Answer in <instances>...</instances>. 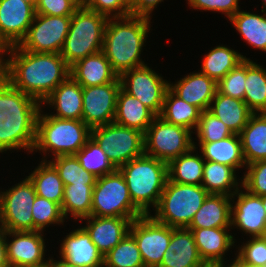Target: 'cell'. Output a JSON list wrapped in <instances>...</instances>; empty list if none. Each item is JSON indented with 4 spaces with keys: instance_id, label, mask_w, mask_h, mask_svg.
I'll use <instances>...</instances> for the list:
<instances>
[{
    "instance_id": "obj_34",
    "label": "cell",
    "mask_w": 266,
    "mask_h": 267,
    "mask_svg": "<svg viewBox=\"0 0 266 267\" xmlns=\"http://www.w3.org/2000/svg\"><path fill=\"white\" fill-rule=\"evenodd\" d=\"M244 59L250 58L223 44L217 45L205 54L203 62H201L200 72L218 83Z\"/></svg>"
},
{
    "instance_id": "obj_63",
    "label": "cell",
    "mask_w": 266,
    "mask_h": 267,
    "mask_svg": "<svg viewBox=\"0 0 266 267\" xmlns=\"http://www.w3.org/2000/svg\"><path fill=\"white\" fill-rule=\"evenodd\" d=\"M129 5L134 1V0H125Z\"/></svg>"
},
{
    "instance_id": "obj_24",
    "label": "cell",
    "mask_w": 266,
    "mask_h": 267,
    "mask_svg": "<svg viewBox=\"0 0 266 267\" xmlns=\"http://www.w3.org/2000/svg\"><path fill=\"white\" fill-rule=\"evenodd\" d=\"M231 227L190 229L193 233L196 247L205 263L226 264L227 251L234 248L235 236Z\"/></svg>"
},
{
    "instance_id": "obj_29",
    "label": "cell",
    "mask_w": 266,
    "mask_h": 267,
    "mask_svg": "<svg viewBox=\"0 0 266 267\" xmlns=\"http://www.w3.org/2000/svg\"><path fill=\"white\" fill-rule=\"evenodd\" d=\"M239 137L246 165L266 160V112L253 113Z\"/></svg>"
},
{
    "instance_id": "obj_19",
    "label": "cell",
    "mask_w": 266,
    "mask_h": 267,
    "mask_svg": "<svg viewBox=\"0 0 266 267\" xmlns=\"http://www.w3.org/2000/svg\"><path fill=\"white\" fill-rule=\"evenodd\" d=\"M83 220H87V225L85 224L83 228L104 256L129 233L131 223L134 219L111 216H89L79 221L82 223Z\"/></svg>"
},
{
    "instance_id": "obj_23",
    "label": "cell",
    "mask_w": 266,
    "mask_h": 267,
    "mask_svg": "<svg viewBox=\"0 0 266 267\" xmlns=\"http://www.w3.org/2000/svg\"><path fill=\"white\" fill-rule=\"evenodd\" d=\"M204 264L192 231L171 227V240L158 267H200Z\"/></svg>"
},
{
    "instance_id": "obj_18",
    "label": "cell",
    "mask_w": 266,
    "mask_h": 267,
    "mask_svg": "<svg viewBox=\"0 0 266 267\" xmlns=\"http://www.w3.org/2000/svg\"><path fill=\"white\" fill-rule=\"evenodd\" d=\"M231 200V228L234 230L235 227L249 237L266 236V214L261 196L241 187L231 196Z\"/></svg>"
},
{
    "instance_id": "obj_46",
    "label": "cell",
    "mask_w": 266,
    "mask_h": 267,
    "mask_svg": "<svg viewBox=\"0 0 266 267\" xmlns=\"http://www.w3.org/2000/svg\"><path fill=\"white\" fill-rule=\"evenodd\" d=\"M245 169L242 187L253 195H266V160L248 164Z\"/></svg>"
},
{
    "instance_id": "obj_56",
    "label": "cell",
    "mask_w": 266,
    "mask_h": 267,
    "mask_svg": "<svg viewBox=\"0 0 266 267\" xmlns=\"http://www.w3.org/2000/svg\"><path fill=\"white\" fill-rule=\"evenodd\" d=\"M200 267H221V263H205Z\"/></svg>"
},
{
    "instance_id": "obj_1",
    "label": "cell",
    "mask_w": 266,
    "mask_h": 267,
    "mask_svg": "<svg viewBox=\"0 0 266 267\" xmlns=\"http://www.w3.org/2000/svg\"><path fill=\"white\" fill-rule=\"evenodd\" d=\"M6 55L2 76L40 103L70 76V67L58 53L30 52L15 45L9 47Z\"/></svg>"
},
{
    "instance_id": "obj_28",
    "label": "cell",
    "mask_w": 266,
    "mask_h": 267,
    "mask_svg": "<svg viewBox=\"0 0 266 267\" xmlns=\"http://www.w3.org/2000/svg\"><path fill=\"white\" fill-rule=\"evenodd\" d=\"M155 114L134 96L120 89L117 97L114 122L136 129L145 134L152 124Z\"/></svg>"
},
{
    "instance_id": "obj_49",
    "label": "cell",
    "mask_w": 266,
    "mask_h": 267,
    "mask_svg": "<svg viewBox=\"0 0 266 267\" xmlns=\"http://www.w3.org/2000/svg\"><path fill=\"white\" fill-rule=\"evenodd\" d=\"M78 6L72 0H36V14L72 16Z\"/></svg>"
},
{
    "instance_id": "obj_48",
    "label": "cell",
    "mask_w": 266,
    "mask_h": 267,
    "mask_svg": "<svg viewBox=\"0 0 266 267\" xmlns=\"http://www.w3.org/2000/svg\"><path fill=\"white\" fill-rule=\"evenodd\" d=\"M194 10L221 12L228 20L239 10V0H187Z\"/></svg>"
},
{
    "instance_id": "obj_5",
    "label": "cell",
    "mask_w": 266,
    "mask_h": 267,
    "mask_svg": "<svg viewBox=\"0 0 266 267\" xmlns=\"http://www.w3.org/2000/svg\"><path fill=\"white\" fill-rule=\"evenodd\" d=\"M126 181L133 204L149 215L157 207L168 180V163L143 154L118 168Z\"/></svg>"
},
{
    "instance_id": "obj_9",
    "label": "cell",
    "mask_w": 266,
    "mask_h": 267,
    "mask_svg": "<svg viewBox=\"0 0 266 267\" xmlns=\"http://www.w3.org/2000/svg\"><path fill=\"white\" fill-rule=\"evenodd\" d=\"M192 134L183 126L155 116L144 134V154L169 163L194 147Z\"/></svg>"
},
{
    "instance_id": "obj_27",
    "label": "cell",
    "mask_w": 266,
    "mask_h": 267,
    "mask_svg": "<svg viewBox=\"0 0 266 267\" xmlns=\"http://www.w3.org/2000/svg\"><path fill=\"white\" fill-rule=\"evenodd\" d=\"M208 111L220 119L233 134H239L254 113L245 101L221 94L218 90Z\"/></svg>"
},
{
    "instance_id": "obj_39",
    "label": "cell",
    "mask_w": 266,
    "mask_h": 267,
    "mask_svg": "<svg viewBox=\"0 0 266 267\" xmlns=\"http://www.w3.org/2000/svg\"><path fill=\"white\" fill-rule=\"evenodd\" d=\"M103 267H145L137 242L130 233L104 255Z\"/></svg>"
},
{
    "instance_id": "obj_21",
    "label": "cell",
    "mask_w": 266,
    "mask_h": 267,
    "mask_svg": "<svg viewBox=\"0 0 266 267\" xmlns=\"http://www.w3.org/2000/svg\"><path fill=\"white\" fill-rule=\"evenodd\" d=\"M169 89L190 105L202 112L208 110L217 92V82L207 75L194 71L180 78L174 84L169 81Z\"/></svg>"
},
{
    "instance_id": "obj_50",
    "label": "cell",
    "mask_w": 266,
    "mask_h": 267,
    "mask_svg": "<svg viewBox=\"0 0 266 267\" xmlns=\"http://www.w3.org/2000/svg\"><path fill=\"white\" fill-rule=\"evenodd\" d=\"M161 2H163V0H134L130 4V13L131 15L151 18L153 10H155L157 5Z\"/></svg>"
},
{
    "instance_id": "obj_15",
    "label": "cell",
    "mask_w": 266,
    "mask_h": 267,
    "mask_svg": "<svg viewBox=\"0 0 266 267\" xmlns=\"http://www.w3.org/2000/svg\"><path fill=\"white\" fill-rule=\"evenodd\" d=\"M120 89L119 76L110 83L82 87V120L87 126L94 128L114 122Z\"/></svg>"
},
{
    "instance_id": "obj_2",
    "label": "cell",
    "mask_w": 266,
    "mask_h": 267,
    "mask_svg": "<svg viewBox=\"0 0 266 267\" xmlns=\"http://www.w3.org/2000/svg\"><path fill=\"white\" fill-rule=\"evenodd\" d=\"M150 20L136 15L108 18L102 51L118 76L146 65L140 56L151 29Z\"/></svg>"
},
{
    "instance_id": "obj_43",
    "label": "cell",
    "mask_w": 266,
    "mask_h": 267,
    "mask_svg": "<svg viewBox=\"0 0 266 267\" xmlns=\"http://www.w3.org/2000/svg\"><path fill=\"white\" fill-rule=\"evenodd\" d=\"M198 143L220 141L233 135L232 131L208 110L201 112L198 126L193 132Z\"/></svg>"
},
{
    "instance_id": "obj_62",
    "label": "cell",
    "mask_w": 266,
    "mask_h": 267,
    "mask_svg": "<svg viewBox=\"0 0 266 267\" xmlns=\"http://www.w3.org/2000/svg\"><path fill=\"white\" fill-rule=\"evenodd\" d=\"M2 76V63L0 62V77Z\"/></svg>"
},
{
    "instance_id": "obj_13",
    "label": "cell",
    "mask_w": 266,
    "mask_h": 267,
    "mask_svg": "<svg viewBox=\"0 0 266 267\" xmlns=\"http://www.w3.org/2000/svg\"><path fill=\"white\" fill-rule=\"evenodd\" d=\"M70 21L71 16L35 14L28 33L19 46L30 52L60 54Z\"/></svg>"
},
{
    "instance_id": "obj_53",
    "label": "cell",
    "mask_w": 266,
    "mask_h": 267,
    "mask_svg": "<svg viewBox=\"0 0 266 267\" xmlns=\"http://www.w3.org/2000/svg\"><path fill=\"white\" fill-rule=\"evenodd\" d=\"M8 49H9V47L0 38V62L1 63L4 61V58L6 57V53H7Z\"/></svg>"
},
{
    "instance_id": "obj_51",
    "label": "cell",
    "mask_w": 266,
    "mask_h": 267,
    "mask_svg": "<svg viewBox=\"0 0 266 267\" xmlns=\"http://www.w3.org/2000/svg\"><path fill=\"white\" fill-rule=\"evenodd\" d=\"M6 230L0 227V267H10L7 258Z\"/></svg>"
},
{
    "instance_id": "obj_20",
    "label": "cell",
    "mask_w": 266,
    "mask_h": 267,
    "mask_svg": "<svg viewBox=\"0 0 266 267\" xmlns=\"http://www.w3.org/2000/svg\"><path fill=\"white\" fill-rule=\"evenodd\" d=\"M66 234L59 249L62 260L83 267H103L104 256L83 226Z\"/></svg>"
},
{
    "instance_id": "obj_45",
    "label": "cell",
    "mask_w": 266,
    "mask_h": 267,
    "mask_svg": "<svg viewBox=\"0 0 266 267\" xmlns=\"http://www.w3.org/2000/svg\"><path fill=\"white\" fill-rule=\"evenodd\" d=\"M249 238L238 247L235 256L243 264L266 267V236Z\"/></svg>"
},
{
    "instance_id": "obj_61",
    "label": "cell",
    "mask_w": 266,
    "mask_h": 267,
    "mask_svg": "<svg viewBox=\"0 0 266 267\" xmlns=\"http://www.w3.org/2000/svg\"><path fill=\"white\" fill-rule=\"evenodd\" d=\"M6 119V116L0 112V121H4Z\"/></svg>"
},
{
    "instance_id": "obj_3",
    "label": "cell",
    "mask_w": 266,
    "mask_h": 267,
    "mask_svg": "<svg viewBox=\"0 0 266 267\" xmlns=\"http://www.w3.org/2000/svg\"><path fill=\"white\" fill-rule=\"evenodd\" d=\"M41 103L14 88L3 77V109L0 121V153L17 149L32 153L36 139V120Z\"/></svg>"
},
{
    "instance_id": "obj_47",
    "label": "cell",
    "mask_w": 266,
    "mask_h": 267,
    "mask_svg": "<svg viewBox=\"0 0 266 267\" xmlns=\"http://www.w3.org/2000/svg\"><path fill=\"white\" fill-rule=\"evenodd\" d=\"M84 6L107 18L131 15L130 5L125 0H85Z\"/></svg>"
},
{
    "instance_id": "obj_55",
    "label": "cell",
    "mask_w": 266,
    "mask_h": 267,
    "mask_svg": "<svg viewBox=\"0 0 266 267\" xmlns=\"http://www.w3.org/2000/svg\"><path fill=\"white\" fill-rule=\"evenodd\" d=\"M232 263H233L236 267H260V266H254V265L243 264L237 257L234 258V260L232 261Z\"/></svg>"
},
{
    "instance_id": "obj_25",
    "label": "cell",
    "mask_w": 266,
    "mask_h": 267,
    "mask_svg": "<svg viewBox=\"0 0 266 267\" xmlns=\"http://www.w3.org/2000/svg\"><path fill=\"white\" fill-rule=\"evenodd\" d=\"M70 76L82 87L103 85L118 77L103 51L77 61L70 67Z\"/></svg>"
},
{
    "instance_id": "obj_40",
    "label": "cell",
    "mask_w": 266,
    "mask_h": 267,
    "mask_svg": "<svg viewBox=\"0 0 266 267\" xmlns=\"http://www.w3.org/2000/svg\"><path fill=\"white\" fill-rule=\"evenodd\" d=\"M75 156L79 160L82 168L92 173L96 178L112 173L117 169L92 138L87 141Z\"/></svg>"
},
{
    "instance_id": "obj_31",
    "label": "cell",
    "mask_w": 266,
    "mask_h": 267,
    "mask_svg": "<svg viewBox=\"0 0 266 267\" xmlns=\"http://www.w3.org/2000/svg\"><path fill=\"white\" fill-rule=\"evenodd\" d=\"M202 186L209 194L233 196L242 187V179L237 178L236 170L221 163L205 161ZM240 183H239V182Z\"/></svg>"
},
{
    "instance_id": "obj_52",
    "label": "cell",
    "mask_w": 266,
    "mask_h": 267,
    "mask_svg": "<svg viewBox=\"0 0 266 267\" xmlns=\"http://www.w3.org/2000/svg\"><path fill=\"white\" fill-rule=\"evenodd\" d=\"M45 267H83V266L70 264L62 259L57 261V260H54L52 257L51 258L48 257Z\"/></svg>"
},
{
    "instance_id": "obj_8",
    "label": "cell",
    "mask_w": 266,
    "mask_h": 267,
    "mask_svg": "<svg viewBox=\"0 0 266 267\" xmlns=\"http://www.w3.org/2000/svg\"><path fill=\"white\" fill-rule=\"evenodd\" d=\"M143 215L133 204L126 181L119 169L96 178L91 216L137 219Z\"/></svg>"
},
{
    "instance_id": "obj_35",
    "label": "cell",
    "mask_w": 266,
    "mask_h": 267,
    "mask_svg": "<svg viewBox=\"0 0 266 267\" xmlns=\"http://www.w3.org/2000/svg\"><path fill=\"white\" fill-rule=\"evenodd\" d=\"M27 177L33 184L37 196L46 198L61 206L64 184L58 171L48 160L41 161Z\"/></svg>"
},
{
    "instance_id": "obj_12",
    "label": "cell",
    "mask_w": 266,
    "mask_h": 267,
    "mask_svg": "<svg viewBox=\"0 0 266 267\" xmlns=\"http://www.w3.org/2000/svg\"><path fill=\"white\" fill-rule=\"evenodd\" d=\"M121 88L147 106L156 116L161 114L169 81L148 64L125 71L119 76Z\"/></svg>"
},
{
    "instance_id": "obj_7",
    "label": "cell",
    "mask_w": 266,
    "mask_h": 267,
    "mask_svg": "<svg viewBox=\"0 0 266 267\" xmlns=\"http://www.w3.org/2000/svg\"><path fill=\"white\" fill-rule=\"evenodd\" d=\"M208 195L202 185L174 183L168 179L151 216L172 228H188Z\"/></svg>"
},
{
    "instance_id": "obj_14",
    "label": "cell",
    "mask_w": 266,
    "mask_h": 267,
    "mask_svg": "<svg viewBox=\"0 0 266 267\" xmlns=\"http://www.w3.org/2000/svg\"><path fill=\"white\" fill-rule=\"evenodd\" d=\"M129 233L135 238L145 267H158L171 240V227L151 214L134 219Z\"/></svg>"
},
{
    "instance_id": "obj_22",
    "label": "cell",
    "mask_w": 266,
    "mask_h": 267,
    "mask_svg": "<svg viewBox=\"0 0 266 267\" xmlns=\"http://www.w3.org/2000/svg\"><path fill=\"white\" fill-rule=\"evenodd\" d=\"M82 98V86L69 76L41 102V105L53 108L56 113L47 114L56 118L82 120Z\"/></svg>"
},
{
    "instance_id": "obj_36",
    "label": "cell",
    "mask_w": 266,
    "mask_h": 267,
    "mask_svg": "<svg viewBox=\"0 0 266 267\" xmlns=\"http://www.w3.org/2000/svg\"><path fill=\"white\" fill-rule=\"evenodd\" d=\"M201 112L198 107L190 105L168 88L159 116L169 123L183 126L193 132L198 126Z\"/></svg>"
},
{
    "instance_id": "obj_37",
    "label": "cell",
    "mask_w": 266,
    "mask_h": 267,
    "mask_svg": "<svg viewBox=\"0 0 266 267\" xmlns=\"http://www.w3.org/2000/svg\"><path fill=\"white\" fill-rule=\"evenodd\" d=\"M244 101L254 113L266 112V68L246 59Z\"/></svg>"
},
{
    "instance_id": "obj_33",
    "label": "cell",
    "mask_w": 266,
    "mask_h": 267,
    "mask_svg": "<svg viewBox=\"0 0 266 267\" xmlns=\"http://www.w3.org/2000/svg\"><path fill=\"white\" fill-rule=\"evenodd\" d=\"M197 149L193 147L189 152L168 163V179L170 181L180 184H202L205 160L202 155L198 154Z\"/></svg>"
},
{
    "instance_id": "obj_42",
    "label": "cell",
    "mask_w": 266,
    "mask_h": 267,
    "mask_svg": "<svg viewBox=\"0 0 266 267\" xmlns=\"http://www.w3.org/2000/svg\"><path fill=\"white\" fill-rule=\"evenodd\" d=\"M34 231H44L50 225H64L65 217L58 203L36 196L32 205Z\"/></svg>"
},
{
    "instance_id": "obj_41",
    "label": "cell",
    "mask_w": 266,
    "mask_h": 267,
    "mask_svg": "<svg viewBox=\"0 0 266 267\" xmlns=\"http://www.w3.org/2000/svg\"><path fill=\"white\" fill-rule=\"evenodd\" d=\"M58 171L64 184L95 185L96 177L82 168L75 155L52 157L48 160Z\"/></svg>"
},
{
    "instance_id": "obj_58",
    "label": "cell",
    "mask_w": 266,
    "mask_h": 267,
    "mask_svg": "<svg viewBox=\"0 0 266 267\" xmlns=\"http://www.w3.org/2000/svg\"><path fill=\"white\" fill-rule=\"evenodd\" d=\"M261 198H262V204L264 206V210H265V214H266V195H262Z\"/></svg>"
},
{
    "instance_id": "obj_44",
    "label": "cell",
    "mask_w": 266,
    "mask_h": 267,
    "mask_svg": "<svg viewBox=\"0 0 266 267\" xmlns=\"http://www.w3.org/2000/svg\"><path fill=\"white\" fill-rule=\"evenodd\" d=\"M246 59L229 71L218 83L217 90L224 95L244 101Z\"/></svg>"
},
{
    "instance_id": "obj_17",
    "label": "cell",
    "mask_w": 266,
    "mask_h": 267,
    "mask_svg": "<svg viewBox=\"0 0 266 267\" xmlns=\"http://www.w3.org/2000/svg\"><path fill=\"white\" fill-rule=\"evenodd\" d=\"M36 0H0V38L8 46L19 45L35 17Z\"/></svg>"
},
{
    "instance_id": "obj_38",
    "label": "cell",
    "mask_w": 266,
    "mask_h": 267,
    "mask_svg": "<svg viewBox=\"0 0 266 267\" xmlns=\"http://www.w3.org/2000/svg\"><path fill=\"white\" fill-rule=\"evenodd\" d=\"M93 188L94 185L85 184L64 186L61 209L65 219L69 215L75 221L91 216Z\"/></svg>"
},
{
    "instance_id": "obj_54",
    "label": "cell",
    "mask_w": 266,
    "mask_h": 267,
    "mask_svg": "<svg viewBox=\"0 0 266 267\" xmlns=\"http://www.w3.org/2000/svg\"><path fill=\"white\" fill-rule=\"evenodd\" d=\"M3 109V76L0 77V112Z\"/></svg>"
},
{
    "instance_id": "obj_57",
    "label": "cell",
    "mask_w": 266,
    "mask_h": 267,
    "mask_svg": "<svg viewBox=\"0 0 266 267\" xmlns=\"http://www.w3.org/2000/svg\"><path fill=\"white\" fill-rule=\"evenodd\" d=\"M78 7H82L85 4V0H72Z\"/></svg>"
},
{
    "instance_id": "obj_59",
    "label": "cell",
    "mask_w": 266,
    "mask_h": 267,
    "mask_svg": "<svg viewBox=\"0 0 266 267\" xmlns=\"http://www.w3.org/2000/svg\"><path fill=\"white\" fill-rule=\"evenodd\" d=\"M262 1V9L261 11L266 12V0H261Z\"/></svg>"
},
{
    "instance_id": "obj_16",
    "label": "cell",
    "mask_w": 266,
    "mask_h": 267,
    "mask_svg": "<svg viewBox=\"0 0 266 267\" xmlns=\"http://www.w3.org/2000/svg\"><path fill=\"white\" fill-rule=\"evenodd\" d=\"M10 267H42L47 260L43 231H6Z\"/></svg>"
},
{
    "instance_id": "obj_60",
    "label": "cell",
    "mask_w": 266,
    "mask_h": 267,
    "mask_svg": "<svg viewBox=\"0 0 266 267\" xmlns=\"http://www.w3.org/2000/svg\"><path fill=\"white\" fill-rule=\"evenodd\" d=\"M221 267H236V266L232 262H230V264L227 265L221 263Z\"/></svg>"
},
{
    "instance_id": "obj_6",
    "label": "cell",
    "mask_w": 266,
    "mask_h": 267,
    "mask_svg": "<svg viewBox=\"0 0 266 267\" xmlns=\"http://www.w3.org/2000/svg\"><path fill=\"white\" fill-rule=\"evenodd\" d=\"M107 20L106 16L85 6L75 10L60 52L69 67L88 55L102 51Z\"/></svg>"
},
{
    "instance_id": "obj_4",
    "label": "cell",
    "mask_w": 266,
    "mask_h": 267,
    "mask_svg": "<svg viewBox=\"0 0 266 267\" xmlns=\"http://www.w3.org/2000/svg\"><path fill=\"white\" fill-rule=\"evenodd\" d=\"M42 106L36 120V139L32 153L39 151L48 156L75 155L91 138V128L83 120L59 119L45 114ZM44 112V113H43Z\"/></svg>"
},
{
    "instance_id": "obj_26",
    "label": "cell",
    "mask_w": 266,
    "mask_h": 267,
    "mask_svg": "<svg viewBox=\"0 0 266 267\" xmlns=\"http://www.w3.org/2000/svg\"><path fill=\"white\" fill-rule=\"evenodd\" d=\"M231 196L209 194L188 229L231 227Z\"/></svg>"
},
{
    "instance_id": "obj_10",
    "label": "cell",
    "mask_w": 266,
    "mask_h": 267,
    "mask_svg": "<svg viewBox=\"0 0 266 267\" xmlns=\"http://www.w3.org/2000/svg\"><path fill=\"white\" fill-rule=\"evenodd\" d=\"M91 138L117 169L144 154V133L115 122L91 128Z\"/></svg>"
},
{
    "instance_id": "obj_30",
    "label": "cell",
    "mask_w": 266,
    "mask_h": 267,
    "mask_svg": "<svg viewBox=\"0 0 266 267\" xmlns=\"http://www.w3.org/2000/svg\"><path fill=\"white\" fill-rule=\"evenodd\" d=\"M196 144L194 142V147L200 148L198 150L201 151L205 161L221 163L234 168L236 171L239 168H246L239 134H233L216 142Z\"/></svg>"
},
{
    "instance_id": "obj_32",
    "label": "cell",
    "mask_w": 266,
    "mask_h": 267,
    "mask_svg": "<svg viewBox=\"0 0 266 267\" xmlns=\"http://www.w3.org/2000/svg\"><path fill=\"white\" fill-rule=\"evenodd\" d=\"M261 13L239 10L229 21L248 45L266 52V12Z\"/></svg>"
},
{
    "instance_id": "obj_11",
    "label": "cell",
    "mask_w": 266,
    "mask_h": 267,
    "mask_svg": "<svg viewBox=\"0 0 266 267\" xmlns=\"http://www.w3.org/2000/svg\"><path fill=\"white\" fill-rule=\"evenodd\" d=\"M26 176L6 191H0V223L6 231H34L32 205L36 198Z\"/></svg>"
}]
</instances>
